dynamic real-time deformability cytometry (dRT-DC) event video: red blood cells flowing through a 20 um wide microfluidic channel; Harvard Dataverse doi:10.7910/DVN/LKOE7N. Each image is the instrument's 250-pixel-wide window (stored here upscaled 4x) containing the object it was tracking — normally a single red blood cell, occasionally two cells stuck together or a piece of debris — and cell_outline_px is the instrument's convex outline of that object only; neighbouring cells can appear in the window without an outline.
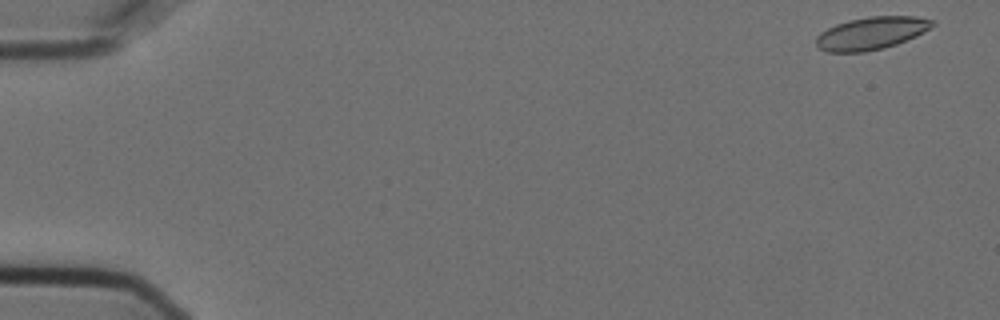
{"species": "Egyptian fruit bat (a non-hibernating species)", "species_latin": "Rousettus aegyptiacus", "temperature_condition": "cold", "stored_images_in_passage": 18, "camera_frame_rate_fps": 3000, "um_per_image_px": 0.085, "animal": {"sex": "female"}, "frame": {"image": 1, "passage_image": 1, "time_ms": 0.0, "image_size_px": [1000, 320], "cell_outline_px": [[936, 24], [924, 32], [916, 36], [896, 44], [884, 48], [864, 52], [828, 52], [816, 48], [816, 36], [820, 32], [836, 24], [848, 20], [868, 16], [916, 16], [936, 20]], "centroid_in_image_um": [74.06, 2.82], "position_along_channel_um": 10.9, "area_um2": 22.37}}
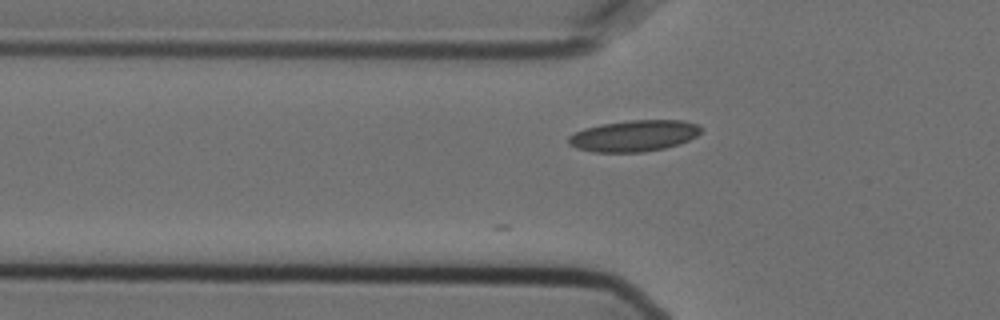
{"frame": {"image": 2, "passage_image": 18, "time_ms": 5.667, "image_size_px": [1000, 320], "cell_outline_px": [[704, 128], [696, 136], [680, 144], [664, 148], [644, 152], [592, 152], [576, 148], [568, 144], [568, 136], [584, 128], [600, 124], [628, 120], [684, 120], [696, 124]], "centroid_in_image_um": [53.89, 11.54], "position_along_channel_um": 71.9, "area_um2": 24.33}}